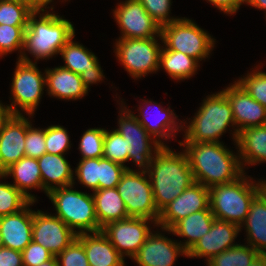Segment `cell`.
I'll list each match as a JSON object with an SVG mask.
<instances>
[{
	"instance_id": "obj_36",
	"label": "cell",
	"mask_w": 266,
	"mask_h": 266,
	"mask_svg": "<svg viewBox=\"0 0 266 266\" xmlns=\"http://www.w3.org/2000/svg\"><path fill=\"white\" fill-rule=\"evenodd\" d=\"M29 202L13 184L0 182V216L16 213Z\"/></svg>"
},
{
	"instance_id": "obj_5",
	"label": "cell",
	"mask_w": 266,
	"mask_h": 266,
	"mask_svg": "<svg viewBox=\"0 0 266 266\" xmlns=\"http://www.w3.org/2000/svg\"><path fill=\"white\" fill-rule=\"evenodd\" d=\"M246 172L236 181L209 188V204L215 219L244 222L253 198L263 189V179L255 181ZM257 182V183H256Z\"/></svg>"
},
{
	"instance_id": "obj_27",
	"label": "cell",
	"mask_w": 266,
	"mask_h": 266,
	"mask_svg": "<svg viewBox=\"0 0 266 266\" xmlns=\"http://www.w3.org/2000/svg\"><path fill=\"white\" fill-rule=\"evenodd\" d=\"M236 149L243 170L247 165L266 162V125L252 126L238 132ZM239 149V150H238Z\"/></svg>"
},
{
	"instance_id": "obj_7",
	"label": "cell",
	"mask_w": 266,
	"mask_h": 266,
	"mask_svg": "<svg viewBox=\"0 0 266 266\" xmlns=\"http://www.w3.org/2000/svg\"><path fill=\"white\" fill-rule=\"evenodd\" d=\"M160 35L166 49L182 52L198 62L210 56L216 40L193 20L185 17L162 26Z\"/></svg>"
},
{
	"instance_id": "obj_20",
	"label": "cell",
	"mask_w": 266,
	"mask_h": 266,
	"mask_svg": "<svg viewBox=\"0 0 266 266\" xmlns=\"http://www.w3.org/2000/svg\"><path fill=\"white\" fill-rule=\"evenodd\" d=\"M74 37L75 35L62 47L59 53L65 63L61 67L81 75L92 85L99 83L105 78V75H103L98 57L84 45L73 41Z\"/></svg>"
},
{
	"instance_id": "obj_3",
	"label": "cell",
	"mask_w": 266,
	"mask_h": 266,
	"mask_svg": "<svg viewBox=\"0 0 266 266\" xmlns=\"http://www.w3.org/2000/svg\"><path fill=\"white\" fill-rule=\"evenodd\" d=\"M53 13L43 10L41 13L33 12L29 16L21 61L33 62L26 51L35 57V63L40 59L52 58L58 55L62 47L75 35L74 25L63 16Z\"/></svg>"
},
{
	"instance_id": "obj_12",
	"label": "cell",
	"mask_w": 266,
	"mask_h": 266,
	"mask_svg": "<svg viewBox=\"0 0 266 266\" xmlns=\"http://www.w3.org/2000/svg\"><path fill=\"white\" fill-rule=\"evenodd\" d=\"M156 223L147 218L128 217L115 222H110L102 228L111 244L125 259H132L139 251L151 231L150 225Z\"/></svg>"
},
{
	"instance_id": "obj_15",
	"label": "cell",
	"mask_w": 266,
	"mask_h": 266,
	"mask_svg": "<svg viewBox=\"0 0 266 266\" xmlns=\"http://www.w3.org/2000/svg\"><path fill=\"white\" fill-rule=\"evenodd\" d=\"M209 201V189L195 182L160 211L156 226L170 229L188 215L206 210L210 206Z\"/></svg>"
},
{
	"instance_id": "obj_46",
	"label": "cell",
	"mask_w": 266,
	"mask_h": 266,
	"mask_svg": "<svg viewBox=\"0 0 266 266\" xmlns=\"http://www.w3.org/2000/svg\"><path fill=\"white\" fill-rule=\"evenodd\" d=\"M0 266H23L22 252L5 246L1 247Z\"/></svg>"
},
{
	"instance_id": "obj_44",
	"label": "cell",
	"mask_w": 266,
	"mask_h": 266,
	"mask_svg": "<svg viewBox=\"0 0 266 266\" xmlns=\"http://www.w3.org/2000/svg\"><path fill=\"white\" fill-rule=\"evenodd\" d=\"M55 257L58 266H90L83 244L77 238Z\"/></svg>"
},
{
	"instance_id": "obj_35",
	"label": "cell",
	"mask_w": 266,
	"mask_h": 266,
	"mask_svg": "<svg viewBox=\"0 0 266 266\" xmlns=\"http://www.w3.org/2000/svg\"><path fill=\"white\" fill-rule=\"evenodd\" d=\"M27 26H11L0 24V57L10 54L12 51L20 52L18 59L24 47V35Z\"/></svg>"
},
{
	"instance_id": "obj_16",
	"label": "cell",
	"mask_w": 266,
	"mask_h": 266,
	"mask_svg": "<svg viewBox=\"0 0 266 266\" xmlns=\"http://www.w3.org/2000/svg\"><path fill=\"white\" fill-rule=\"evenodd\" d=\"M180 255L187 257L188 252L179 242L153 230L132 259L139 266H173Z\"/></svg>"
},
{
	"instance_id": "obj_21",
	"label": "cell",
	"mask_w": 266,
	"mask_h": 266,
	"mask_svg": "<svg viewBox=\"0 0 266 266\" xmlns=\"http://www.w3.org/2000/svg\"><path fill=\"white\" fill-rule=\"evenodd\" d=\"M30 201L20 211L0 216V231L5 247L22 252L32 241L33 210Z\"/></svg>"
},
{
	"instance_id": "obj_28",
	"label": "cell",
	"mask_w": 266,
	"mask_h": 266,
	"mask_svg": "<svg viewBox=\"0 0 266 266\" xmlns=\"http://www.w3.org/2000/svg\"><path fill=\"white\" fill-rule=\"evenodd\" d=\"M37 160L46 195L53 189L74 183V171L64 155L45 153Z\"/></svg>"
},
{
	"instance_id": "obj_48",
	"label": "cell",
	"mask_w": 266,
	"mask_h": 266,
	"mask_svg": "<svg viewBox=\"0 0 266 266\" xmlns=\"http://www.w3.org/2000/svg\"><path fill=\"white\" fill-rule=\"evenodd\" d=\"M21 4L26 5L29 7L33 12H38V11H43L46 8L51 9L52 11L54 10V7H47V5L50 3L47 0H12Z\"/></svg>"
},
{
	"instance_id": "obj_37",
	"label": "cell",
	"mask_w": 266,
	"mask_h": 266,
	"mask_svg": "<svg viewBox=\"0 0 266 266\" xmlns=\"http://www.w3.org/2000/svg\"><path fill=\"white\" fill-rule=\"evenodd\" d=\"M104 128H89L86 130L79 142L81 159L101 158L104 147Z\"/></svg>"
},
{
	"instance_id": "obj_19",
	"label": "cell",
	"mask_w": 266,
	"mask_h": 266,
	"mask_svg": "<svg viewBox=\"0 0 266 266\" xmlns=\"http://www.w3.org/2000/svg\"><path fill=\"white\" fill-rule=\"evenodd\" d=\"M241 229L235 223L214 219L211 229L188 251L187 258L205 257L208 262L215 255L235 247V239ZM234 242V243H233Z\"/></svg>"
},
{
	"instance_id": "obj_13",
	"label": "cell",
	"mask_w": 266,
	"mask_h": 266,
	"mask_svg": "<svg viewBox=\"0 0 266 266\" xmlns=\"http://www.w3.org/2000/svg\"><path fill=\"white\" fill-rule=\"evenodd\" d=\"M113 16L121 30L118 39H150L161 37V26L147 13L139 0L120 2Z\"/></svg>"
},
{
	"instance_id": "obj_45",
	"label": "cell",
	"mask_w": 266,
	"mask_h": 266,
	"mask_svg": "<svg viewBox=\"0 0 266 266\" xmlns=\"http://www.w3.org/2000/svg\"><path fill=\"white\" fill-rule=\"evenodd\" d=\"M53 256L48 249L31 241L22 251L23 266H38Z\"/></svg>"
},
{
	"instance_id": "obj_39",
	"label": "cell",
	"mask_w": 266,
	"mask_h": 266,
	"mask_svg": "<svg viewBox=\"0 0 266 266\" xmlns=\"http://www.w3.org/2000/svg\"><path fill=\"white\" fill-rule=\"evenodd\" d=\"M45 142L46 153L49 154L65 155L71 148L68 132L60 125H51L45 128Z\"/></svg>"
},
{
	"instance_id": "obj_29",
	"label": "cell",
	"mask_w": 266,
	"mask_h": 266,
	"mask_svg": "<svg viewBox=\"0 0 266 266\" xmlns=\"http://www.w3.org/2000/svg\"><path fill=\"white\" fill-rule=\"evenodd\" d=\"M8 176L13 177V185L25 197L30 201H37V198L28 192L31 189L43 190L41 172L37 159L24 156L2 172V179L7 178Z\"/></svg>"
},
{
	"instance_id": "obj_23",
	"label": "cell",
	"mask_w": 266,
	"mask_h": 266,
	"mask_svg": "<svg viewBox=\"0 0 266 266\" xmlns=\"http://www.w3.org/2000/svg\"><path fill=\"white\" fill-rule=\"evenodd\" d=\"M143 104L146 106V108L147 106L149 108V105L157 106L158 110L156 111L157 112L156 120L152 122L148 120L147 112L144 111V109L146 110V108L145 106L143 107ZM158 104H159L158 102L156 103L152 100L143 99L142 103H140L138 107V111L140 112L138 113L139 116L136 114L134 115L136 119L139 121V123L147 130V132L157 142H159L162 146H167L161 139L163 140H168L170 138L174 139V136H176L177 134L176 132L178 131V129L180 128L179 131H181L183 129V125L187 124V122L185 123V122L180 121L181 124L178 123L179 121L176 122L177 115L173 112V110L170 109V107H168L167 109L165 107L163 108L162 105H158Z\"/></svg>"
},
{
	"instance_id": "obj_40",
	"label": "cell",
	"mask_w": 266,
	"mask_h": 266,
	"mask_svg": "<svg viewBox=\"0 0 266 266\" xmlns=\"http://www.w3.org/2000/svg\"><path fill=\"white\" fill-rule=\"evenodd\" d=\"M74 172L77 178H74L73 185L77 179L80 184L92 191L99 189V158L80 159Z\"/></svg>"
},
{
	"instance_id": "obj_1",
	"label": "cell",
	"mask_w": 266,
	"mask_h": 266,
	"mask_svg": "<svg viewBox=\"0 0 266 266\" xmlns=\"http://www.w3.org/2000/svg\"><path fill=\"white\" fill-rule=\"evenodd\" d=\"M189 161L194 181L208 189L236 181L244 174L239 154L223 142L179 143Z\"/></svg>"
},
{
	"instance_id": "obj_32",
	"label": "cell",
	"mask_w": 266,
	"mask_h": 266,
	"mask_svg": "<svg viewBox=\"0 0 266 266\" xmlns=\"http://www.w3.org/2000/svg\"><path fill=\"white\" fill-rule=\"evenodd\" d=\"M259 253L250 245L238 244L212 257L207 266H249Z\"/></svg>"
},
{
	"instance_id": "obj_43",
	"label": "cell",
	"mask_w": 266,
	"mask_h": 266,
	"mask_svg": "<svg viewBox=\"0 0 266 266\" xmlns=\"http://www.w3.org/2000/svg\"><path fill=\"white\" fill-rule=\"evenodd\" d=\"M147 13L162 27L180 18L171 17V0H139Z\"/></svg>"
},
{
	"instance_id": "obj_30",
	"label": "cell",
	"mask_w": 266,
	"mask_h": 266,
	"mask_svg": "<svg viewBox=\"0 0 266 266\" xmlns=\"http://www.w3.org/2000/svg\"><path fill=\"white\" fill-rule=\"evenodd\" d=\"M92 196L100 231L110 222L128 218L125 204L116 188L98 189L93 191Z\"/></svg>"
},
{
	"instance_id": "obj_25",
	"label": "cell",
	"mask_w": 266,
	"mask_h": 266,
	"mask_svg": "<svg viewBox=\"0 0 266 266\" xmlns=\"http://www.w3.org/2000/svg\"><path fill=\"white\" fill-rule=\"evenodd\" d=\"M245 227L247 245L259 254H266V193L261 190L251 201L249 212L241 224Z\"/></svg>"
},
{
	"instance_id": "obj_4",
	"label": "cell",
	"mask_w": 266,
	"mask_h": 266,
	"mask_svg": "<svg viewBox=\"0 0 266 266\" xmlns=\"http://www.w3.org/2000/svg\"><path fill=\"white\" fill-rule=\"evenodd\" d=\"M188 126L183 125L184 140L179 143H205L220 142V137L226 132L227 126L234 131L232 139L236 144L238 131L236 126L231 104L223 91L211 94L203 99L199 110L195 113Z\"/></svg>"
},
{
	"instance_id": "obj_38",
	"label": "cell",
	"mask_w": 266,
	"mask_h": 266,
	"mask_svg": "<svg viewBox=\"0 0 266 266\" xmlns=\"http://www.w3.org/2000/svg\"><path fill=\"white\" fill-rule=\"evenodd\" d=\"M255 70L247 73L246 76L237 80V83L242 86L246 92L257 102L266 108V72L260 69V66Z\"/></svg>"
},
{
	"instance_id": "obj_11",
	"label": "cell",
	"mask_w": 266,
	"mask_h": 266,
	"mask_svg": "<svg viewBox=\"0 0 266 266\" xmlns=\"http://www.w3.org/2000/svg\"><path fill=\"white\" fill-rule=\"evenodd\" d=\"M123 199L128 217L147 218L157 224V210L147 172L126 171L116 186Z\"/></svg>"
},
{
	"instance_id": "obj_8",
	"label": "cell",
	"mask_w": 266,
	"mask_h": 266,
	"mask_svg": "<svg viewBox=\"0 0 266 266\" xmlns=\"http://www.w3.org/2000/svg\"><path fill=\"white\" fill-rule=\"evenodd\" d=\"M36 64L20 59L16 62L11 83L13 100L10 99L12 103L6 105L11 115H22L24 111L30 117L35 114L46 86L45 72L42 74Z\"/></svg>"
},
{
	"instance_id": "obj_33",
	"label": "cell",
	"mask_w": 266,
	"mask_h": 266,
	"mask_svg": "<svg viewBox=\"0 0 266 266\" xmlns=\"http://www.w3.org/2000/svg\"><path fill=\"white\" fill-rule=\"evenodd\" d=\"M111 160L114 163L120 164L126 167V171H134L133 169L124 165L128 162V151L126 150V139L116 130H106L104 134V147L103 156Z\"/></svg>"
},
{
	"instance_id": "obj_6",
	"label": "cell",
	"mask_w": 266,
	"mask_h": 266,
	"mask_svg": "<svg viewBox=\"0 0 266 266\" xmlns=\"http://www.w3.org/2000/svg\"><path fill=\"white\" fill-rule=\"evenodd\" d=\"M73 189L72 184L47 194L55 207V216L77 234L100 231L92 194Z\"/></svg>"
},
{
	"instance_id": "obj_41",
	"label": "cell",
	"mask_w": 266,
	"mask_h": 266,
	"mask_svg": "<svg viewBox=\"0 0 266 266\" xmlns=\"http://www.w3.org/2000/svg\"><path fill=\"white\" fill-rule=\"evenodd\" d=\"M126 167L111 160L99 158V189L116 188Z\"/></svg>"
},
{
	"instance_id": "obj_49",
	"label": "cell",
	"mask_w": 266,
	"mask_h": 266,
	"mask_svg": "<svg viewBox=\"0 0 266 266\" xmlns=\"http://www.w3.org/2000/svg\"><path fill=\"white\" fill-rule=\"evenodd\" d=\"M246 4L266 12V0H247Z\"/></svg>"
},
{
	"instance_id": "obj_47",
	"label": "cell",
	"mask_w": 266,
	"mask_h": 266,
	"mask_svg": "<svg viewBox=\"0 0 266 266\" xmlns=\"http://www.w3.org/2000/svg\"><path fill=\"white\" fill-rule=\"evenodd\" d=\"M214 5L218 10L224 12V14L233 15L236 13L240 6L247 3V0H206Z\"/></svg>"
},
{
	"instance_id": "obj_9",
	"label": "cell",
	"mask_w": 266,
	"mask_h": 266,
	"mask_svg": "<svg viewBox=\"0 0 266 266\" xmlns=\"http://www.w3.org/2000/svg\"><path fill=\"white\" fill-rule=\"evenodd\" d=\"M120 102L119 125L114 130L126 139L128 162L131 160L139 167L138 170L134 171L147 172L154 155L162 148V145L139 123L134 113L125 106V103Z\"/></svg>"
},
{
	"instance_id": "obj_52",
	"label": "cell",
	"mask_w": 266,
	"mask_h": 266,
	"mask_svg": "<svg viewBox=\"0 0 266 266\" xmlns=\"http://www.w3.org/2000/svg\"><path fill=\"white\" fill-rule=\"evenodd\" d=\"M38 266H58V261L55 256H53L50 260L40 264Z\"/></svg>"
},
{
	"instance_id": "obj_34",
	"label": "cell",
	"mask_w": 266,
	"mask_h": 266,
	"mask_svg": "<svg viewBox=\"0 0 266 266\" xmlns=\"http://www.w3.org/2000/svg\"><path fill=\"white\" fill-rule=\"evenodd\" d=\"M33 11L24 4L12 0H0V24L27 26Z\"/></svg>"
},
{
	"instance_id": "obj_10",
	"label": "cell",
	"mask_w": 266,
	"mask_h": 266,
	"mask_svg": "<svg viewBox=\"0 0 266 266\" xmlns=\"http://www.w3.org/2000/svg\"><path fill=\"white\" fill-rule=\"evenodd\" d=\"M160 39L162 38L116 40L114 52L117 60L132 78L138 79L159 71L160 52L163 47L158 42Z\"/></svg>"
},
{
	"instance_id": "obj_14",
	"label": "cell",
	"mask_w": 266,
	"mask_h": 266,
	"mask_svg": "<svg viewBox=\"0 0 266 266\" xmlns=\"http://www.w3.org/2000/svg\"><path fill=\"white\" fill-rule=\"evenodd\" d=\"M76 238L77 233L54 214L33 210L32 241L48 249L54 256Z\"/></svg>"
},
{
	"instance_id": "obj_18",
	"label": "cell",
	"mask_w": 266,
	"mask_h": 266,
	"mask_svg": "<svg viewBox=\"0 0 266 266\" xmlns=\"http://www.w3.org/2000/svg\"><path fill=\"white\" fill-rule=\"evenodd\" d=\"M233 83L222 91L231 104L236 131L266 125V108L254 100L236 81Z\"/></svg>"
},
{
	"instance_id": "obj_50",
	"label": "cell",
	"mask_w": 266,
	"mask_h": 266,
	"mask_svg": "<svg viewBox=\"0 0 266 266\" xmlns=\"http://www.w3.org/2000/svg\"><path fill=\"white\" fill-rule=\"evenodd\" d=\"M9 110L7 106L3 105L0 101V129L3 124V122L10 116Z\"/></svg>"
},
{
	"instance_id": "obj_53",
	"label": "cell",
	"mask_w": 266,
	"mask_h": 266,
	"mask_svg": "<svg viewBox=\"0 0 266 266\" xmlns=\"http://www.w3.org/2000/svg\"><path fill=\"white\" fill-rule=\"evenodd\" d=\"M4 246L3 239H2V233L0 231V248Z\"/></svg>"
},
{
	"instance_id": "obj_51",
	"label": "cell",
	"mask_w": 266,
	"mask_h": 266,
	"mask_svg": "<svg viewBox=\"0 0 266 266\" xmlns=\"http://www.w3.org/2000/svg\"><path fill=\"white\" fill-rule=\"evenodd\" d=\"M249 266H266V254H259Z\"/></svg>"
},
{
	"instance_id": "obj_2",
	"label": "cell",
	"mask_w": 266,
	"mask_h": 266,
	"mask_svg": "<svg viewBox=\"0 0 266 266\" xmlns=\"http://www.w3.org/2000/svg\"><path fill=\"white\" fill-rule=\"evenodd\" d=\"M147 174L159 212L195 183L184 151L177 153L168 146H162L154 155Z\"/></svg>"
},
{
	"instance_id": "obj_22",
	"label": "cell",
	"mask_w": 266,
	"mask_h": 266,
	"mask_svg": "<svg viewBox=\"0 0 266 266\" xmlns=\"http://www.w3.org/2000/svg\"><path fill=\"white\" fill-rule=\"evenodd\" d=\"M45 76L48 95L61 100L81 99L88 93L91 85L81 75L61 66L45 69Z\"/></svg>"
},
{
	"instance_id": "obj_42",
	"label": "cell",
	"mask_w": 266,
	"mask_h": 266,
	"mask_svg": "<svg viewBox=\"0 0 266 266\" xmlns=\"http://www.w3.org/2000/svg\"><path fill=\"white\" fill-rule=\"evenodd\" d=\"M45 153V128H35L30 124L26 130L25 156L39 159Z\"/></svg>"
},
{
	"instance_id": "obj_26",
	"label": "cell",
	"mask_w": 266,
	"mask_h": 266,
	"mask_svg": "<svg viewBox=\"0 0 266 266\" xmlns=\"http://www.w3.org/2000/svg\"><path fill=\"white\" fill-rule=\"evenodd\" d=\"M214 219L209 206L206 210H200L181 219L170 229H160L175 236L187 238L184 239L185 242L180 240L179 243L188 252L203 235L209 232Z\"/></svg>"
},
{
	"instance_id": "obj_17",
	"label": "cell",
	"mask_w": 266,
	"mask_h": 266,
	"mask_svg": "<svg viewBox=\"0 0 266 266\" xmlns=\"http://www.w3.org/2000/svg\"><path fill=\"white\" fill-rule=\"evenodd\" d=\"M32 122L25 115H10L0 129V172L25 156L26 130Z\"/></svg>"
},
{
	"instance_id": "obj_24",
	"label": "cell",
	"mask_w": 266,
	"mask_h": 266,
	"mask_svg": "<svg viewBox=\"0 0 266 266\" xmlns=\"http://www.w3.org/2000/svg\"><path fill=\"white\" fill-rule=\"evenodd\" d=\"M77 239L83 244L90 266L126 265L124 258L102 231L80 233Z\"/></svg>"
},
{
	"instance_id": "obj_54",
	"label": "cell",
	"mask_w": 266,
	"mask_h": 266,
	"mask_svg": "<svg viewBox=\"0 0 266 266\" xmlns=\"http://www.w3.org/2000/svg\"><path fill=\"white\" fill-rule=\"evenodd\" d=\"M262 190L266 193V180L265 179H264L263 189Z\"/></svg>"
},
{
	"instance_id": "obj_31",
	"label": "cell",
	"mask_w": 266,
	"mask_h": 266,
	"mask_svg": "<svg viewBox=\"0 0 266 266\" xmlns=\"http://www.w3.org/2000/svg\"><path fill=\"white\" fill-rule=\"evenodd\" d=\"M200 67L199 62L179 51L166 49L160 52L159 69H163L171 79L181 81L191 78Z\"/></svg>"
},
{
	"instance_id": "obj_55",
	"label": "cell",
	"mask_w": 266,
	"mask_h": 266,
	"mask_svg": "<svg viewBox=\"0 0 266 266\" xmlns=\"http://www.w3.org/2000/svg\"><path fill=\"white\" fill-rule=\"evenodd\" d=\"M49 3H52V2H54V0H47ZM66 1V0H65Z\"/></svg>"
}]
</instances>
